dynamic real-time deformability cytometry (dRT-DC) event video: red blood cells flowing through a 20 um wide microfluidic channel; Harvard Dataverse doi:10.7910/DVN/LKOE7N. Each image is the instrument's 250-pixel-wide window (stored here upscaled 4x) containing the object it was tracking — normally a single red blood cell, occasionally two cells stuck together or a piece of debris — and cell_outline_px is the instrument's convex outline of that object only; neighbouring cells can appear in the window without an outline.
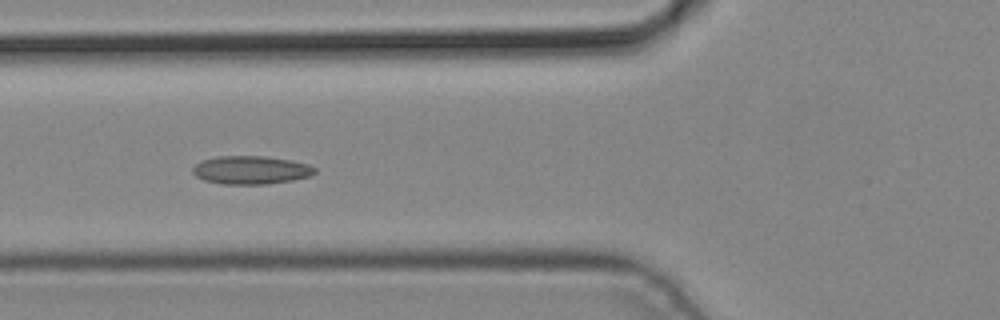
{"species": "common noctule bat (a hibernating species)", "species_latin": "Nyctalus noctula", "temperature_condition": "cold", "stored_images_in_passage": 4, "camera_frame_rate_fps": 3000, "um_per_image_px": 0.085, "animal": {"sex": "male", "body_mass_g": 19.2, "forearm_length_mm": 51.8}, "frame": {"image": 1, "passage_image": 4, "time_ms": 1.0, "image_size_px": [1000, 320], "cell_outline_px": [[316, 172], [308, 176], [292, 180], [268, 184], [224, 184], [204, 180], [196, 176], [192, 172], [192, 168], [200, 160], [220, 156], [264, 156], [292, 160], [308, 164], [316, 168]], "centroid_in_image_um": [21.32, 14.45], "position_along_channel_um": 104.5, "area_um2": 20.11}}